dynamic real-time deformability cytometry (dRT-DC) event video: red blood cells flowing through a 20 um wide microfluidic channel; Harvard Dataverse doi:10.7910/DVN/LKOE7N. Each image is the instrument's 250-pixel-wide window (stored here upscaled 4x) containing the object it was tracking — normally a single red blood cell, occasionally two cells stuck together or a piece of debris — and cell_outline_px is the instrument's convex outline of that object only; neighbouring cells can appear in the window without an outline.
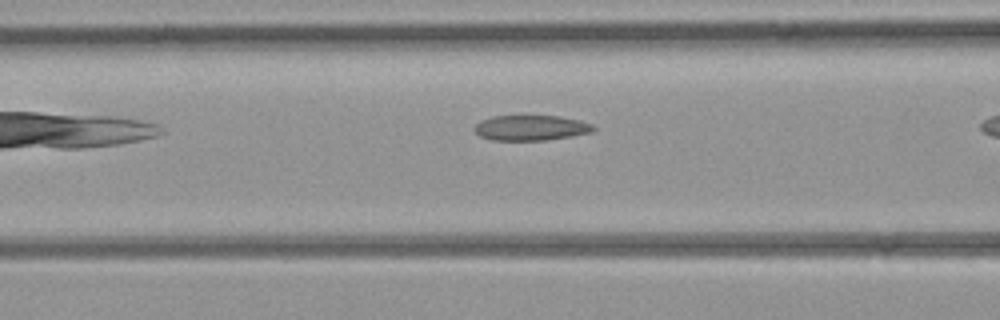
{"species": "common noctule bat (a hibernating species)", "species_latin": "Nyctalus noctula", "temperature_condition": "room temperature", "stored_images_in_passage": 8, "camera_frame_rate_fps": 3000, "um_per_image_px": 0.085, "animal": {"sex": "female", "body_mass_g": 21.9}, "frame": {"image": 1, "passage_image": 4, "time_ms": 1.0, "image_size_px": [1000, 320], "cell_outline_px": [[596, 128], [592, 132], [572, 136], [544, 140], [492, 140], [480, 136], [472, 128], [480, 120], [492, 116], [560, 116], [580, 120], [592, 124]], "centroid_in_image_um": [45.12, 10.86], "position_along_channel_um": 121.5, "area_um2": 17.57}}
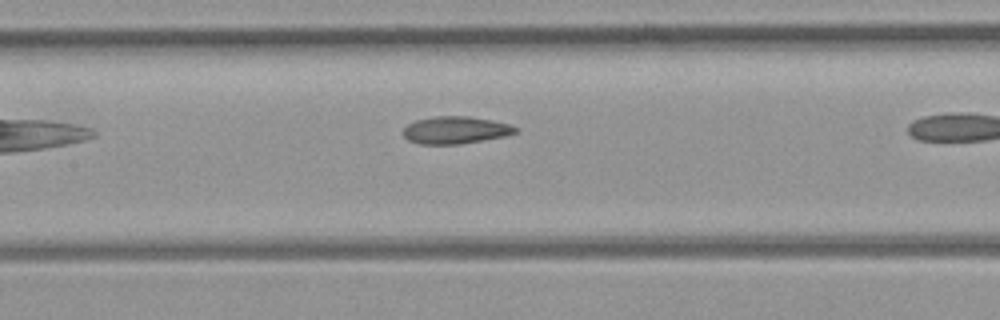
{"frame": {"image": 2, "passage_image": 7, "time_ms": 2.0, "image_size_px": [1000, 320], "cell_outline_px": [[520, 132], [504, 136], [460, 144], [420, 144], [408, 140], [404, 136], [404, 128], [408, 124], [416, 120], [436, 116], [468, 116], [492, 120], [508, 124], [520, 128]], "centroid_in_image_um": [38.75, 11.05], "position_along_channel_um": 168.7, "area_um2": 17.86}}